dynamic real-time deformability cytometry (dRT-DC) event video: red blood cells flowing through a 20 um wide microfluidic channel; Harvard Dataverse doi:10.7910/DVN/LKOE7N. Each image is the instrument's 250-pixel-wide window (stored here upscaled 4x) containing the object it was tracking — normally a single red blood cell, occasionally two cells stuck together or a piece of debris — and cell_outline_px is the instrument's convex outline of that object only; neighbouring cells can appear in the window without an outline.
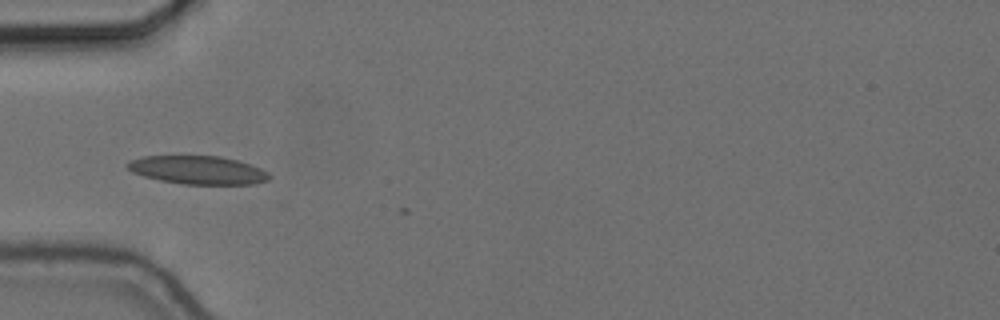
{"species": "common noctule bat (a hibernating species)", "species_latin": "Nyctalus noctula", "temperature_condition": "cold", "stored_images_in_passage": 2, "camera_frame_rate_fps": 3000, "um_per_image_px": 0.085, "animal": {"sex": "female", "body_mass_g": 24.6, "forearm_length_mm": 56.2}, "frame": {"image": 1, "passage_image": 1, "time_ms": 0.0, "image_size_px": [1000, 320], "cell_outline_px": [[272, 176], [268, 180], [256, 184], [184, 184], [160, 180], [144, 176], [132, 172], [124, 164], [128, 160], [144, 156], [220, 156], [252, 164], [268, 172]], "centroid_in_image_um": [16.83, 14.45], "position_along_channel_um": 68.2, "area_um2": 23.52}}